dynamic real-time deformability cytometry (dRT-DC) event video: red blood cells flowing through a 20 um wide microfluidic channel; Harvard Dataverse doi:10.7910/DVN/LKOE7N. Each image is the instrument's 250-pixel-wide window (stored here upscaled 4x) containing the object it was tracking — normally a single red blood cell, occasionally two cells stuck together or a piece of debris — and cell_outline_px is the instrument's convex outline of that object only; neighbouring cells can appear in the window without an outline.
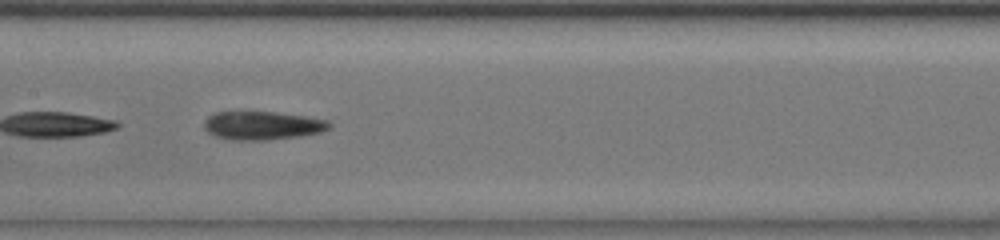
{"species": "common noctule bat (a hibernating species)", "species_latin": "Nyctalus noctula", "temperature_condition": "room temperature", "stored_images_in_passage": 25, "camera_frame_rate_fps": 3000, "um_per_image_px": 0.085, "animal": {"sex": "male", "body_mass_g": 13.0, "forearm_length_mm": 53.1}, "frame": {"image": 1, "passage_image": 11, "time_ms": 3.333, "image_size_px": [1000, 240], "cell_outline_px": [[332, 124], [328, 128], [320, 132], [300, 136], [268, 140], [232, 140], [216, 136], [208, 132], [204, 128], [204, 120], [208, 116], [216, 112], [276, 112], [304, 116], [328, 120]], "centroid_in_image_um": [22.29, 10.67], "position_along_channel_um": 185.1, "area_um2": 20.69}}